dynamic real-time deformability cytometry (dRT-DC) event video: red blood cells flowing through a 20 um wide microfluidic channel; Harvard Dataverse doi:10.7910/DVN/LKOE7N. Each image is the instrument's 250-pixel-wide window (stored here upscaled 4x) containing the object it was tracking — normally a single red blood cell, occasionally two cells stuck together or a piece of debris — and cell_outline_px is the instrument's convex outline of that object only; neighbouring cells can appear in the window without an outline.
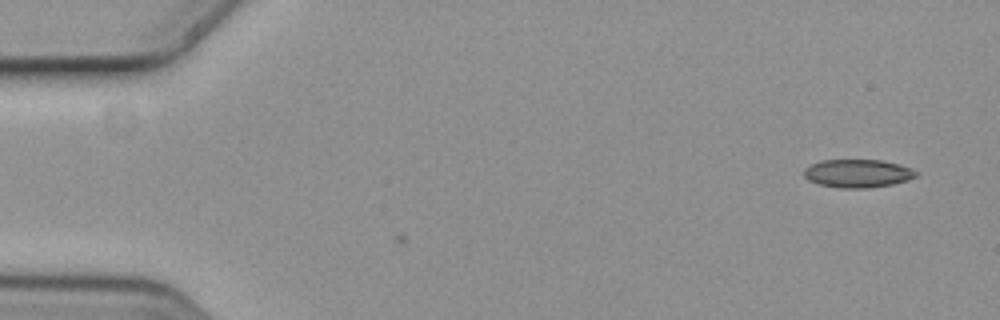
{"species": "common noctule bat (a hibernating species)", "species_latin": "Nyctalus noctula", "temperature_condition": "cold", "stored_images_in_passage": 2, "camera_frame_rate_fps": 3000, "um_per_image_px": 0.085, "animal": {"sex": "female", "body_mass_g": 19.3, "forearm_length_mm": 54.1}, "frame": {"image": 1, "passage_image": 1, "time_ms": 0.0, "image_size_px": [1000, 320], "cell_outline_px": [[916, 176], [908, 180], [892, 184], [864, 188], [840, 188], [820, 184], [808, 180], [804, 176], [804, 168], [820, 160], [880, 160], [900, 164], [916, 172]], "centroid_in_image_um": [72.87, 14.73], "position_along_channel_um": 12.1, "area_um2": 18.21}}